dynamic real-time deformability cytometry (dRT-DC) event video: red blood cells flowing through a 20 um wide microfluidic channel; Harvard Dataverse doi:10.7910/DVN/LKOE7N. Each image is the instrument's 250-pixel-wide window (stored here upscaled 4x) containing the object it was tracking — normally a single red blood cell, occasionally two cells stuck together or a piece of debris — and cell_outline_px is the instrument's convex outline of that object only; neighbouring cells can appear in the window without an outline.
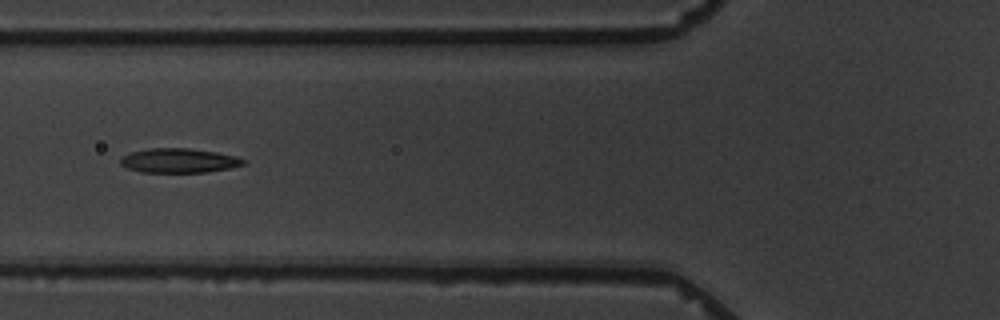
{"species": "common noctule bat (a hibernating species)", "species_latin": "Nyctalus noctula", "temperature_condition": "warm", "stored_images_in_passage": 9, "camera_frame_rate_fps": 3000, "um_per_image_px": 0.085, "animal": {"sex": "male", "body_mass_g": 19.5, "forearm_length_mm": 54.6}, "frame": {"image": 1, "passage_image": 7, "time_ms": 7.0, "image_size_px": [1000, 320], "cell_outline_px": [[248, 160], [244, 164], [228, 168], [208, 172], [140, 172], [128, 168], [120, 164], [120, 156], [132, 152], [148, 148], [188, 148], [216, 152], [236, 156]], "centroid_in_image_um": [15.2, 13.64], "position_along_channel_um": 110.6, "area_um2": 17.51}}
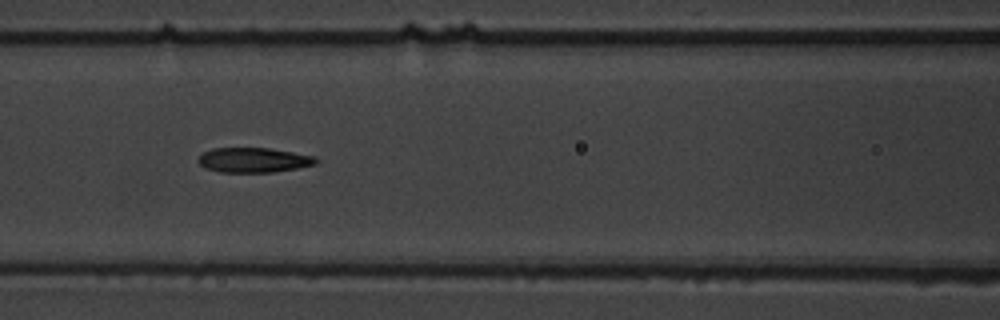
{"frame": {"image": 2, "passage_image": 8, "time_ms": 8.0, "image_size_px": [1000, 320], "cell_outline_px": [[320, 160], [316, 164], [296, 168], [272, 172], [220, 172], [204, 168], [196, 160], [204, 152], [212, 148], [268, 148], [316, 156]], "centroid_in_image_um": [21.56, 13.6], "position_along_channel_um": 145.0, "area_um2": 17.05}}
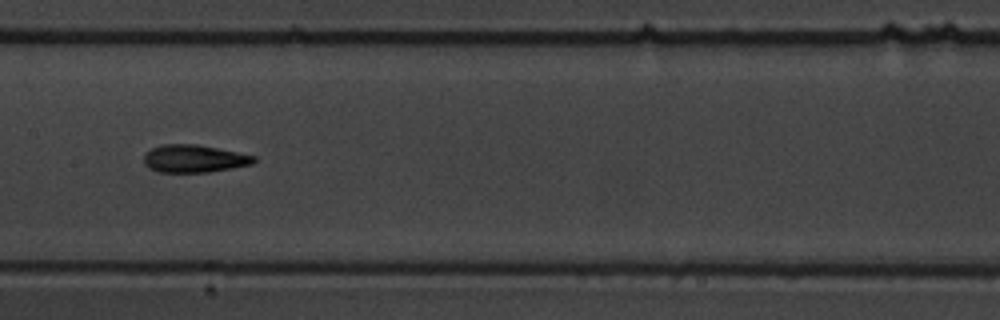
{"frame": {"image": 3, "passage_image": 9, "time_ms": 9.333, "image_size_px": [1000, 320], "cell_outline_px": [[256, 160], [252, 164], [232, 168], [208, 172], [160, 172], [148, 168], [144, 164], [144, 156], [152, 148], [160, 144], [196, 144], [256, 156]], "centroid_in_image_um": [16.48, 13.49], "position_along_channel_um": 190.9, "area_um2": 17.63}}